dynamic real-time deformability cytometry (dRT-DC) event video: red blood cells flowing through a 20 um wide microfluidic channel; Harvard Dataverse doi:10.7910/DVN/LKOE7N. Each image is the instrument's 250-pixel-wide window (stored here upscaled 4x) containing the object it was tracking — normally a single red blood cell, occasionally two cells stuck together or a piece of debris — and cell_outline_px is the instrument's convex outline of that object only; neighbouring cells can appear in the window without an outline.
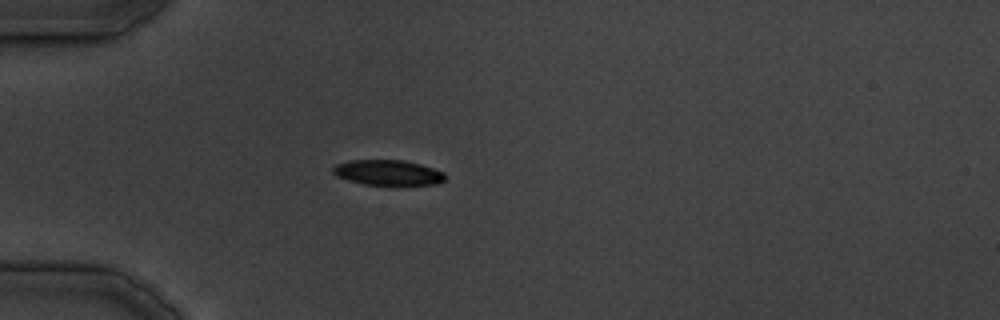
{"species": "common noctule bat (a hibernating species)", "species_latin": "Nyctalus noctula", "temperature_condition": "cold", "stored_images_in_passage": 27, "camera_frame_rate_fps": 3000, "um_per_image_px": 0.085, "animal": {"sex": "male", "body_mass_g": 19.5, "forearm_length_mm": 54.6}, "frame": {"image": 1, "passage_image": 1, "time_ms": 0.0, "image_size_px": [1000, 320], "cell_outline_px": [[444, 180], [436, 184], [388, 188], [364, 184], [348, 180], [336, 176], [332, 172], [332, 168], [336, 164], [352, 160], [404, 160], [420, 164], [444, 172]], "centroid_in_image_um": [32.98, 14.72], "position_along_channel_um": 52.0, "area_um2": 17.28}}
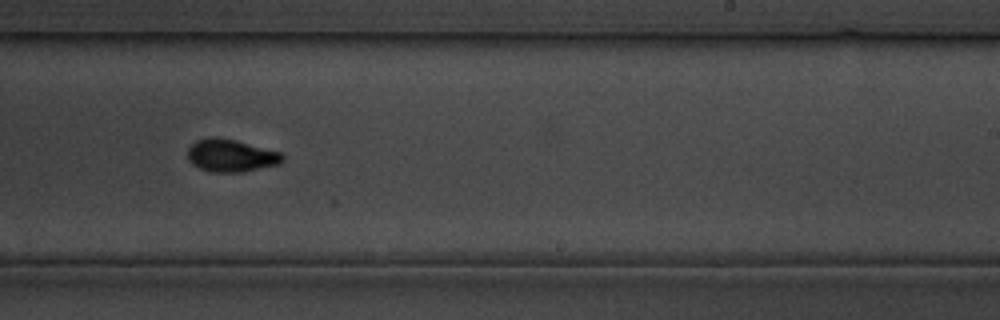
{"frame": {"image": 2, "passage_image": 13, "time_ms": 15.667, "image_size_px": [1000, 320], "cell_outline_px": [[284, 160], [280, 164], [244, 172], [212, 172], [200, 168], [192, 164], [188, 160], [188, 148], [196, 140], [212, 136], [216, 136], [236, 140], [280, 152], [284, 156]], "centroid_in_image_um": [19.63, 13.22], "position_along_channel_um": 269.4, "area_um2": 18.15}}
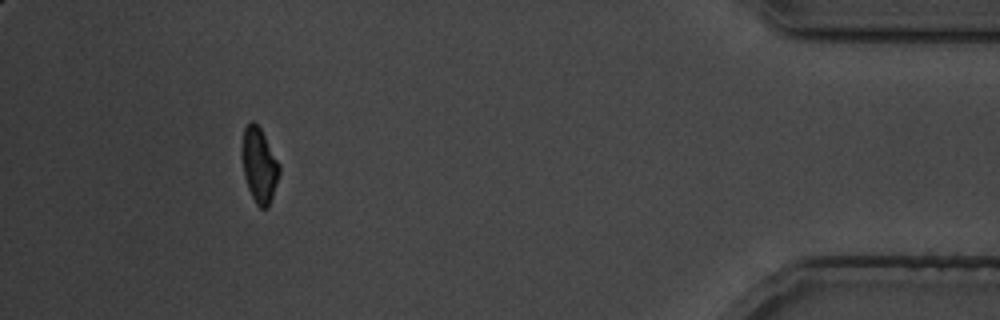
{"frame": {"image": 3, "passage_image": 24, "time_ms": 29.0, "image_size_px": [1000, 320], "cell_outline_px": [[280, 172], [268, 208], [260, 208], [256, 204], [248, 188], [244, 176], [240, 156], [240, 148], [244, 128], [252, 120], [260, 128], [280, 164]], "centroid_in_image_um": [22.0, 14.03], "position_along_channel_um": 413.2, "area_um2": 16.42}}